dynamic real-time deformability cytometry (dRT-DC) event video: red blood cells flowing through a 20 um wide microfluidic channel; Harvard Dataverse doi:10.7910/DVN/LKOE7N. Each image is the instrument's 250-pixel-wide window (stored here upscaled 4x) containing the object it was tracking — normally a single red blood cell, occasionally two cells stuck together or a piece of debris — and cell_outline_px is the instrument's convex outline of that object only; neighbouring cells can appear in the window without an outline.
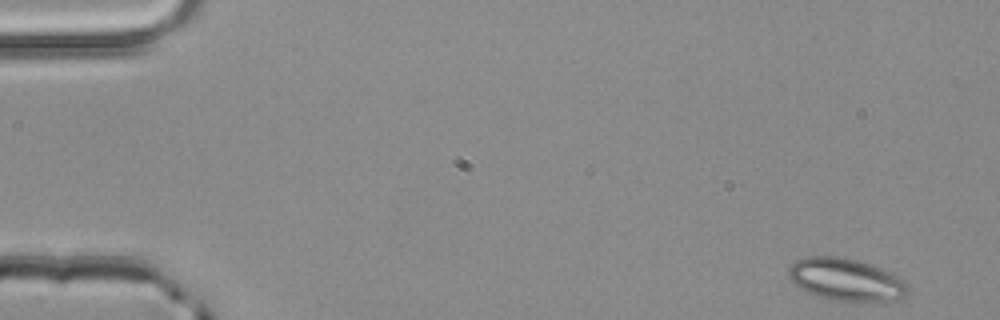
{"species": "common noctule bat (a hibernating species)", "species_latin": "Nyctalus noctula", "temperature_condition": "room temperature", "stored_images_in_passage": 51, "camera_frame_rate_fps": 3000, "um_per_image_px": 0.085, "animal": {"sex": "male", "body_mass_g": 20.4}, "frame": {"image": 1, "passage_image": 1, "time_ms": 0.0, "image_size_px": [1000, 320], "cell_outline_px": [[912, 288], [900, 300], [836, 300], [816, 296], [792, 284], [788, 276], [788, 268], [796, 260], [808, 256], [836, 256], [856, 260], [872, 264], [892, 272], [904, 280]], "centroid_in_image_um": [71.92, 23.75], "position_along_channel_um": 13.1, "area_um2": 29.59}}
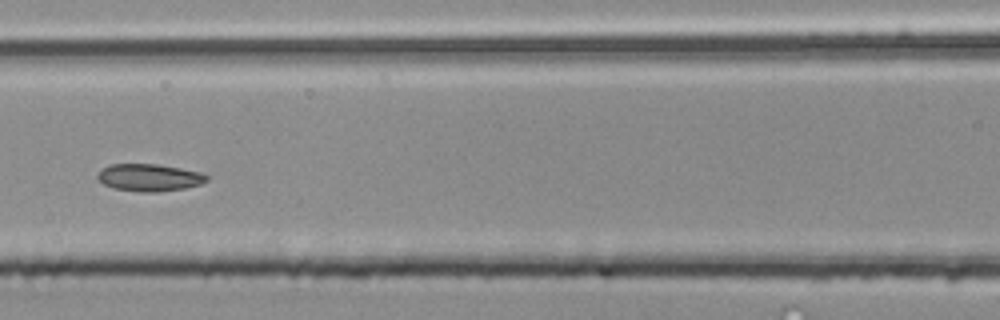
{"frame": {"image": 2, "passage_image": 22, "time_ms": 7.0, "image_size_px": [1000, 320], "cell_outline_px": [[208, 180], [200, 184], [184, 188], [156, 192], [144, 192], [116, 188], [104, 184], [96, 176], [108, 164], [156, 164], [180, 168], [200, 172], [208, 176]], "centroid_in_image_um": [12.71, 15.08], "position_along_channel_um": 153.9, "area_um2": 17.05}}
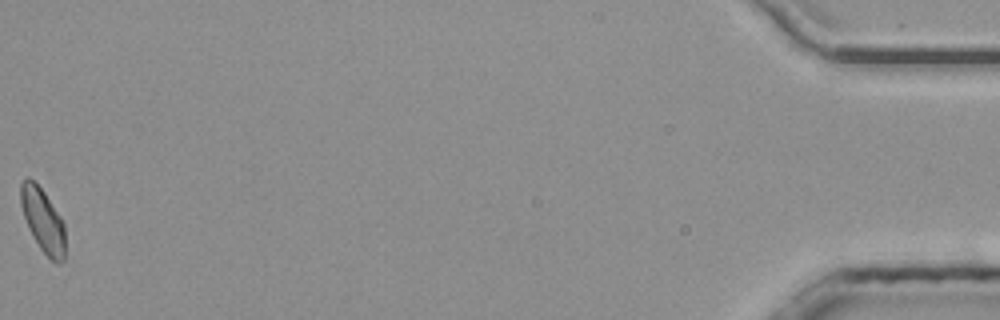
{"frame": {"image": 3, "passage_image": 51, "time_ms": 16.667, "image_size_px": [1000, 320], "cell_outline_px": [[64, 260], [60, 264], [56, 264], [40, 248], [32, 236], [28, 228], [20, 204], [20, 184], [28, 176], [44, 192], [60, 216], [64, 224]], "centroid_in_image_um": [3.63, 18.74], "position_along_channel_um": 431.6, "area_um2": 16.36}, "authors_computed_cell_mechanics": {"area_um2": 17.1666, "velocity_mm_per_s": 3.9643, "shape_relaxation_time_tau1_ms": 5.6796, "shape_relaxation_time_tau2_ms": 3.2835, "deformation_change_tau1": 0.1091, "deformation_change_tau2": 0.0857}}